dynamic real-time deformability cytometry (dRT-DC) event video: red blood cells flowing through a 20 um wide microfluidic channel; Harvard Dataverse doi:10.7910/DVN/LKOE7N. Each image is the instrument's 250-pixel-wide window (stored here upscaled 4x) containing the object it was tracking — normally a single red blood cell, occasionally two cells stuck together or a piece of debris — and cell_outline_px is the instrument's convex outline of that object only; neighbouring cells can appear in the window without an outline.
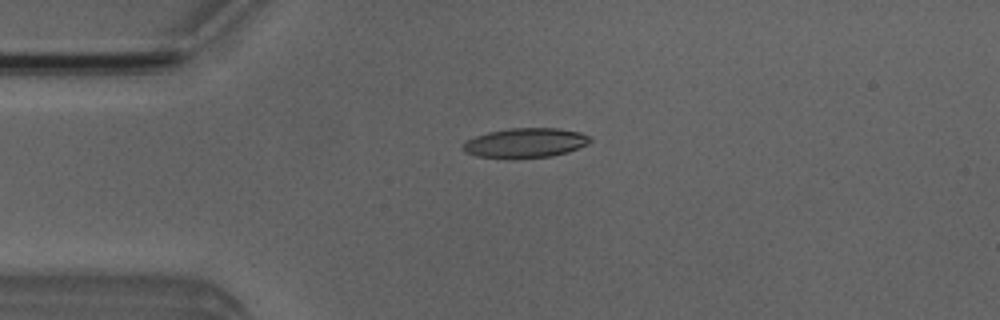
{"species": "Egyptian fruit bat (a non-hibernating species)", "species_latin": "Rousettus aegyptiacus", "temperature_condition": "room temperature", "stored_images_in_passage": 4, "camera_frame_rate_fps": 3000, "um_per_image_px": 0.085, "animal": {"sex": "male"}, "frame": {"image": 1, "passage_image": 3, "time_ms": 2.667, "image_size_px": [1000, 320], "cell_outline_px": [[592, 140], [568, 152], [552, 156], [476, 156], [464, 152], [460, 148], [468, 140], [476, 136], [488, 132], [508, 128], [556, 128], [580, 132], [592, 136]], "centroid_in_image_um": [44.66, 12.1], "position_along_channel_um": 40.3, "area_um2": 21.21}}